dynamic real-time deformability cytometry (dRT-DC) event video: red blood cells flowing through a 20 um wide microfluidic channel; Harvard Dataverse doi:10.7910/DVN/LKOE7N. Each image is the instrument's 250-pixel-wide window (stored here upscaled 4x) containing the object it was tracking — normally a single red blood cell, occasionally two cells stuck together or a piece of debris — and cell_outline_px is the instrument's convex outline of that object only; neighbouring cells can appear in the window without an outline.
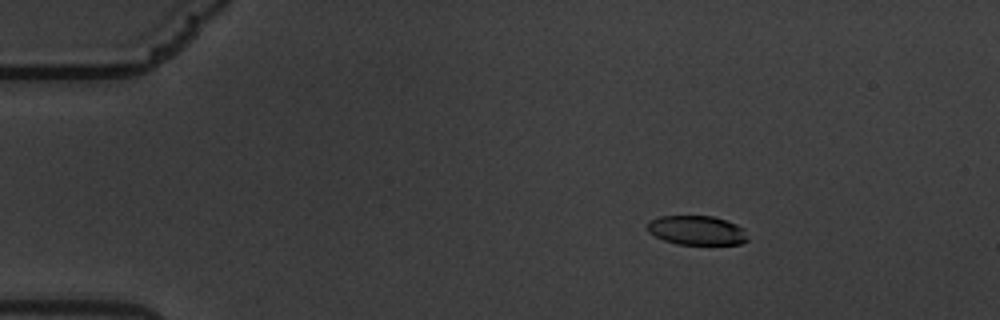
{"species": "common noctule bat (a hibernating species)", "species_latin": "Nyctalus noctula", "temperature_condition": "warm", "stored_images_in_passage": 62, "camera_frame_rate_fps": 3000, "um_per_image_px": 0.085, "animal": {"sex": "male", "body_mass_g": 19.5, "forearm_length_mm": 54.6}, "frame": {"image": 1, "passage_image": 11, "time_ms": 3.333, "image_size_px": [1000, 320], "cell_outline_px": [[748, 240], [740, 244], [676, 244], [664, 240], [648, 232], [648, 220], [660, 216], [712, 216], [728, 220], [744, 228]], "centroid_in_image_um": [59.23, 19.57], "position_along_channel_um": 25.8, "area_um2": 17.17}}
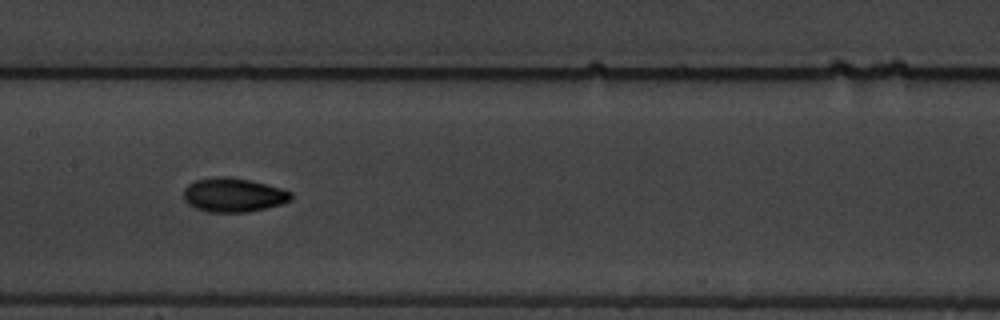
{"frame": {"image": 2, "passage_image": 32, "time_ms": 10.333, "image_size_px": [1000, 320], "cell_outline_px": [[292, 200], [280, 204], [248, 212], [208, 212], [196, 208], [188, 204], [184, 200], [184, 188], [188, 184], [196, 180], [216, 176], [228, 176], [248, 180], [280, 188], [292, 192]], "centroid_in_image_um": [19.81, 16.57], "position_along_channel_um": 187.6, "area_um2": 21.21}}
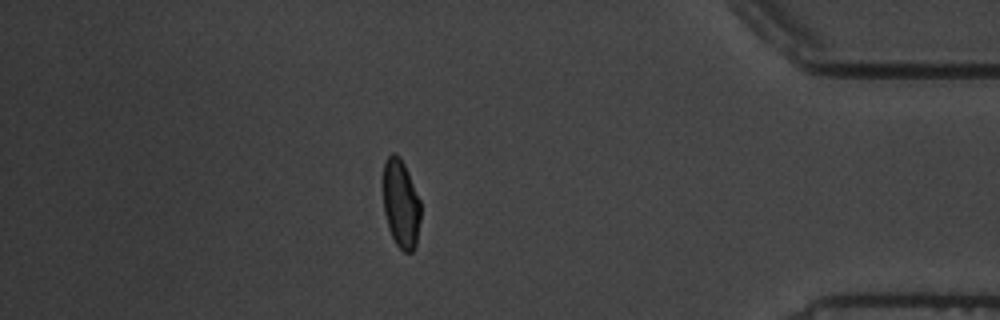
{"frame": {"image": 3, "passage_image": 54, "time_ms": 17.667, "image_size_px": [1000, 320], "cell_outline_px": [[420, 220], [416, 244], [412, 252], [404, 252], [396, 244], [388, 228], [384, 212], [384, 164], [388, 156], [392, 152], [400, 156], [408, 172], [420, 200]], "centroid_in_image_um": [34.08, 17.33], "position_along_channel_um": 401.1, "area_um2": 19.19}, "authors_computed_cell_mechanics": {"area_um2": 19.8254, "velocity_mm_per_s": 3.3973, "shape_relaxation_time_tau1_ms": 5.1882, "shape_relaxation_time_tau2_ms": 1.8914, "deformation_change_tau1": 0.1815, "deformation_change_tau2": 0.0531}}